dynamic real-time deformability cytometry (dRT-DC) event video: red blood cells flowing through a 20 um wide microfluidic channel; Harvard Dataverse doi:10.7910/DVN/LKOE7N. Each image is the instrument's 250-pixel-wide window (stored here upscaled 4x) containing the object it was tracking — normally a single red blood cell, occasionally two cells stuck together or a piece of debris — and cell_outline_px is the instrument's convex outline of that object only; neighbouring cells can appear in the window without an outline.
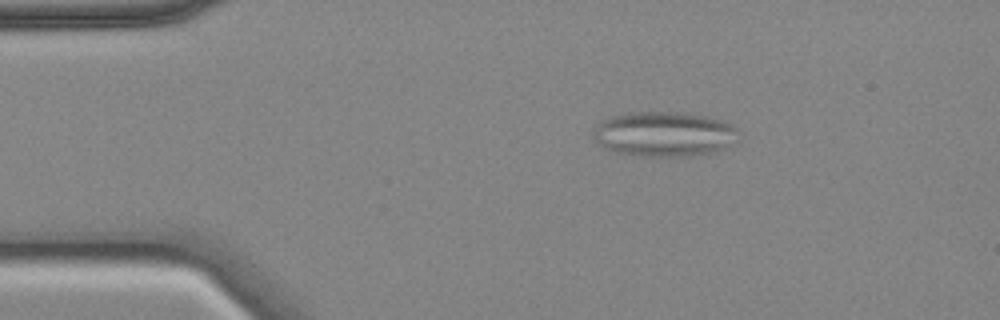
{"species": "common noctule bat (a hibernating species)", "species_latin": "Nyctalus noctula", "temperature_condition": "cold", "stored_images_in_passage": 56, "segment_of_instrument_passage": [1, 2], "camera_frame_rate_fps": 3000, "um_per_image_px": 0.085, "animal": {"sex": "female", "body_mass_g": 18.4}, "frame": {"image": 1, "passage_image": 9, "time_ms": 2.667, "image_size_px": [1000, 320], "cell_outline_px": [[740, 140], [724, 148], [700, 156], [640, 156], [612, 152], [596, 144], [592, 136], [592, 132], [596, 124], [600, 120], [612, 116], [628, 112], [676, 112], [704, 116], [720, 120], [732, 124], [740, 132]], "centroid_in_image_um": [56.43, 11.41], "position_along_channel_um": 28.6, "area_um2": 38.78}}